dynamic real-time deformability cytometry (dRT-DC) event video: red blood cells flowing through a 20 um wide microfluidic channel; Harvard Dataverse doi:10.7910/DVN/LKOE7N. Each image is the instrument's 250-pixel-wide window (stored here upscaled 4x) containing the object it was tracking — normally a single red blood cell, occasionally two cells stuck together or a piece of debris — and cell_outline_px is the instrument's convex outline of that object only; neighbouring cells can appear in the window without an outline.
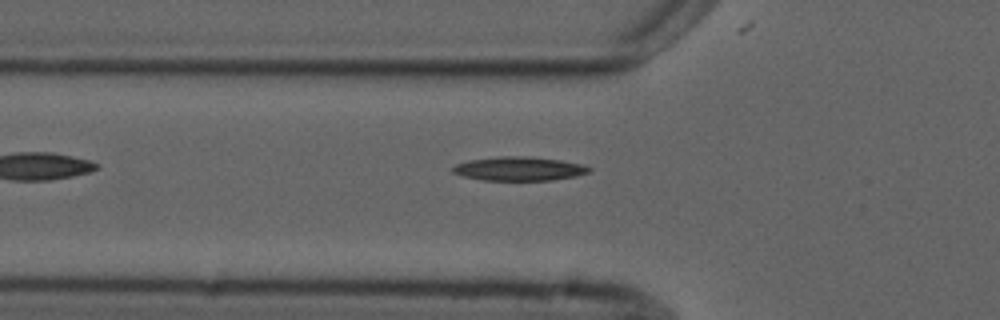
{"species": "common noctule bat (a hibernating species)", "species_latin": "Nyctalus noctula", "temperature_condition": "cold", "stored_images_in_passage": 8, "camera_frame_rate_fps": 3000, "um_per_image_px": 0.085, "animal": {"sex": "male", "forearm_length_mm": 52.5}, "frame": {"image": 1, "passage_image": 8, "time_ms": 9.333, "image_size_px": [1000, 320], "cell_outline_px": [[592, 172], [576, 176], [552, 180], [484, 180], [464, 176], [452, 172], [452, 168], [456, 164], [468, 160], [500, 156], [524, 156], [560, 160], [584, 164], [592, 168]], "centroid_in_image_um": [44.17, 14.34], "position_along_channel_um": 81.6, "area_um2": 19.02}}